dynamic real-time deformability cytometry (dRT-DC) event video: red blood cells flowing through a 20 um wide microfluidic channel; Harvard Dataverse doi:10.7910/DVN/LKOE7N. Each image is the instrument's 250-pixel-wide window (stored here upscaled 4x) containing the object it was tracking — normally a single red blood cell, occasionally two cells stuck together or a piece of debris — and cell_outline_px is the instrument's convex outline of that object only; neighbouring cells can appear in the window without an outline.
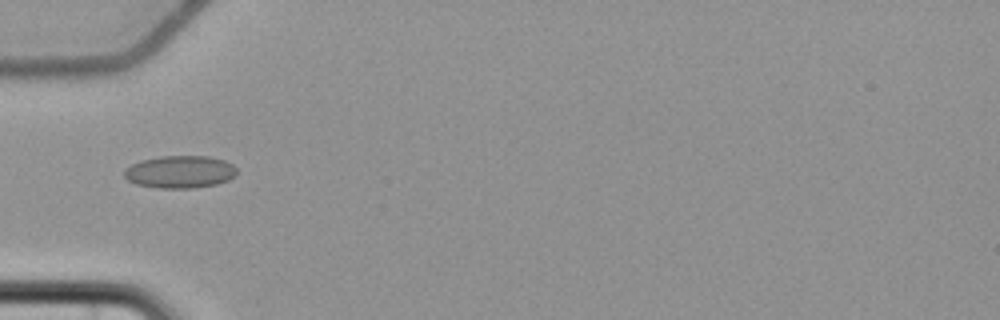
{"species": "common noctule bat (a hibernating species)", "species_latin": "Nyctalus noctula", "temperature_condition": "cold", "stored_images_in_passage": 6, "camera_frame_rate_fps": 3000, "um_per_image_px": 0.085, "animal": {"sex": "female", "body_mass_g": 22.7, "forearm_length_mm": 54.2}, "frame": {"image": 1, "passage_image": 6, "time_ms": 6.333, "image_size_px": [1000, 320], "cell_outline_px": [[236, 172], [228, 180], [216, 184], [192, 188], [160, 188], [136, 184], [128, 180], [124, 176], [124, 168], [140, 160], [160, 156], [208, 156], [224, 160], [232, 164], [236, 168]], "centroid_in_image_um": [15.26, 14.6], "position_along_channel_um": 69.7, "area_um2": 21.27}}